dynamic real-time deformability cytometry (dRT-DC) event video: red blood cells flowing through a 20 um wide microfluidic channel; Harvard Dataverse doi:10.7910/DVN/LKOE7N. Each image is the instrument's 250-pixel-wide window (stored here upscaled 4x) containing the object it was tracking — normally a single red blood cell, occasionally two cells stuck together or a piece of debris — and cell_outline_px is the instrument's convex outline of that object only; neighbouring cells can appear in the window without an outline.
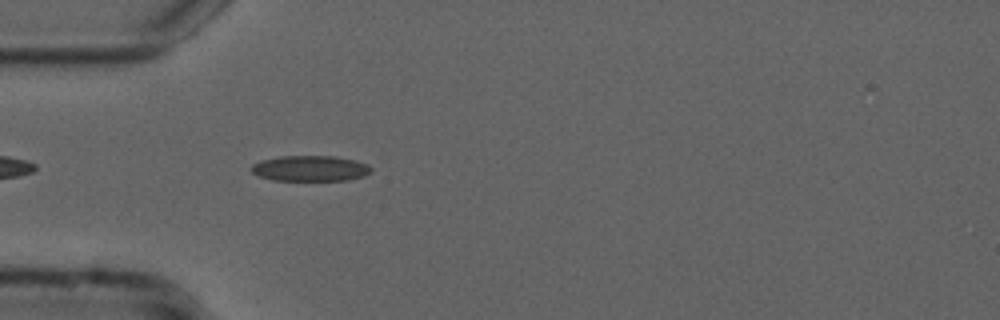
{"species": "common noctule bat (a hibernating species)", "species_latin": "Nyctalus noctula", "temperature_condition": "cold", "stored_images_in_passage": 42, "camera_frame_rate_fps": 3000, "um_per_image_px": 0.085, "animal": {"sex": "male", "forearm_length_mm": 52.5}, "frame": {"image": 1, "passage_image": 4, "time_ms": 1.0, "image_size_px": [1000, 320], "cell_outline_px": [[372, 172], [364, 176], [348, 180], [272, 180], [260, 176], [252, 172], [252, 164], [260, 160], [280, 156], [336, 156], [356, 160], [368, 164], [372, 168]], "centroid_in_image_um": [26.41, 14.31], "position_along_channel_um": 58.6, "area_um2": 17.98}}
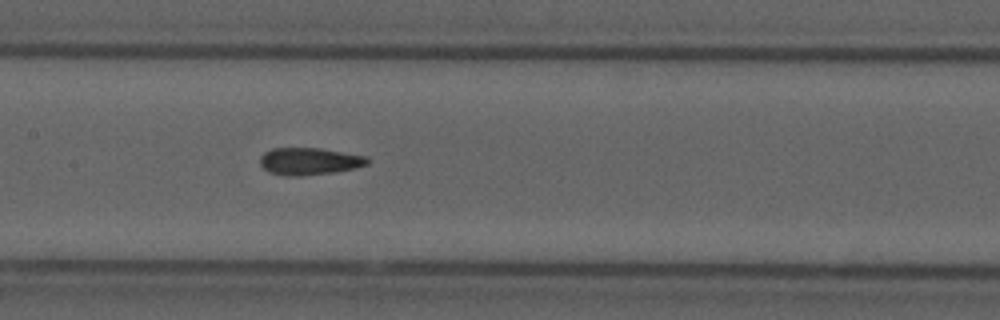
{"frame": {"image": 2, "passage_image": 14, "time_ms": 4.333, "image_size_px": [1000, 320], "cell_outline_px": [[368, 164], [356, 168], [332, 172], [300, 176], [284, 176], [268, 172], [260, 164], [260, 156], [264, 152], [272, 148], [320, 148], [368, 156]], "centroid_in_image_um": [26.28, 13.7], "position_along_channel_um": 181.1, "area_um2": 17.11}}
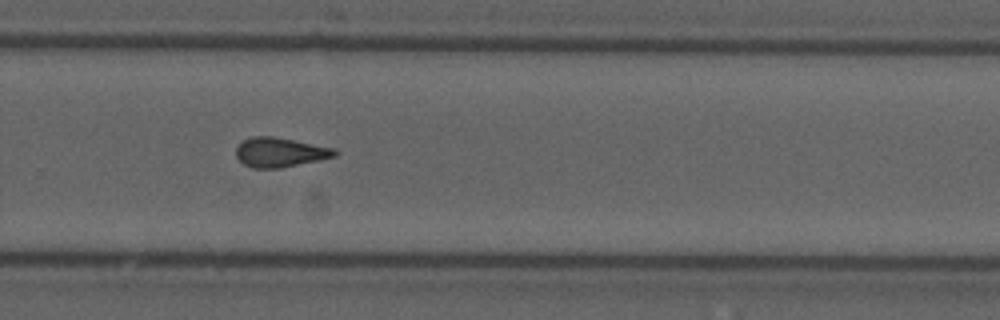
{"frame": {"image": 3, "passage_image": 24, "time_ms": 7.667, "image_size_px": [1000, 320], "cell_outline_px": [[340, 152], [336, 156], [320, 160], [280, 168], [252, 168], [244, 164], [236, 156], [236, 148], [244, 140], [252, 136], [272, 136], [336, 148]], "centroid_in_image_um": [23.84, 12.95], "position_along_channel_um": 306.0, "area_um2": 16.99}, "authors_computed_cell_mechanics": {"area_um2": 16.6175, "velocity_mm_per_s": 3.7709, "shape_relaxation_time_tau1_ms": null, "shape_relaxation_time_tau2_ms": 2.4166, "deformation_change_tau1": null, "deformation_change_tau2": 0.1054}}